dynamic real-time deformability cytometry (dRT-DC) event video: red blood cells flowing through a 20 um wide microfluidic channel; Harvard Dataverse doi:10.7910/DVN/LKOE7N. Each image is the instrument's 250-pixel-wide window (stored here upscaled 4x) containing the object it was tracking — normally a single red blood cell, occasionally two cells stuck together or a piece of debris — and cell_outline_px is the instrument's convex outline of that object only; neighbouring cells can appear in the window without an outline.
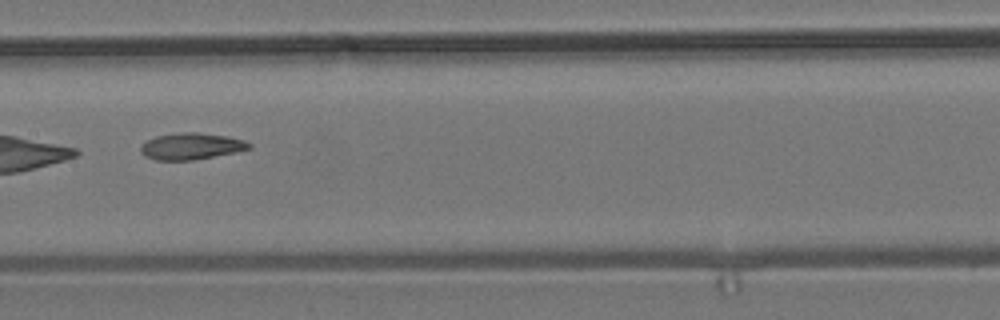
{"species": "common noctule bat (a hibernating species)", "species_latin": "Nyctalus noctula", "temperature_condition": "room temperature", "stored_images_in_passage": 11, "camera_frame_rate_fps": 3000, "um_per_image_px": 0.085, "animal": {"sex": "male", "body_mass_g": 19.2, "forearm_length_mm": 51.8}, "frame": {"image": 1, "passage_image": 5, "time_ms": 5.667, "image_size_px": [1000, 320], "cell_outline_px": [[252, 148], [236, 152], [192, 160], [156, 160], [144, 156], [140, 152], [140, 144], [156, 136], [180, 132], [196, 132], [228, 136], [244, 140], [252, 144]], "centroid_in_image_um": [16.25, 12.43], "position_along_channel_um": 191.2, "area_um2": 16.88}}
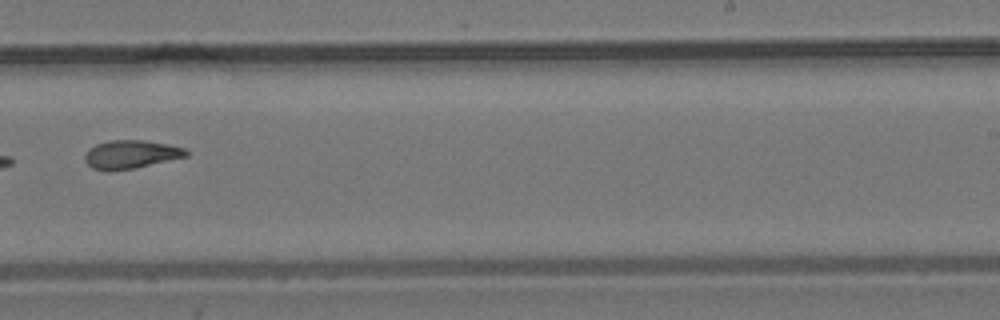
{"frame": {"image": 2, "passage_image": 7, "time_ms": 8.0, "image_size_px": [1000, 320], "cell_outline_px": [[188, 156], [136, 168], [108, 172], [92, 168], [84, 160], [84, 156], [88, 148], [96, 144], [108, 140], [144, 140], [168, 144], [184, 148], [188, 152]], "centroid_in_image_um": [11.09, 13.13], "position_along_channel_um": 277.9, "area_um2": 16.99}}
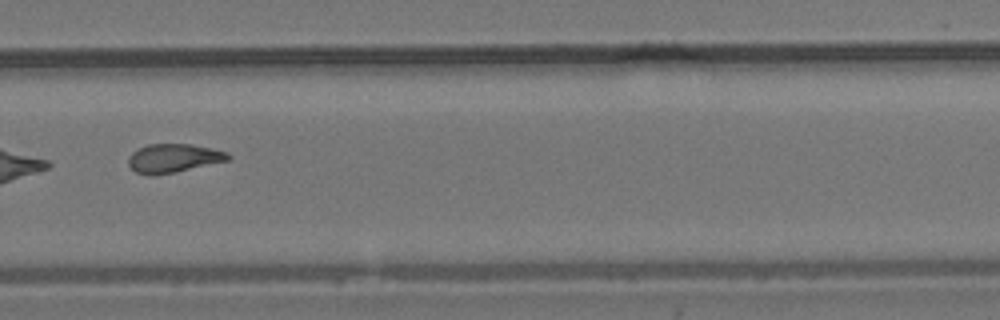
{"frame": {"image": 3, "passage_image": 8, "time_ms": 9.0, "image_size_px": [1000, 320], "cell_outline_px": [[232, 156], [228, 160], [176, 172], [152, 176], [148, 176], [136, 172], [128, 164], [128, 156], [132, 152], [148, 144], [192, 144], [212, 148], [228, 152]], "centroid_in_image_um": [14.74, 13.45], "position_along_channel_um": 315.1, "area_um2": 16.76}}